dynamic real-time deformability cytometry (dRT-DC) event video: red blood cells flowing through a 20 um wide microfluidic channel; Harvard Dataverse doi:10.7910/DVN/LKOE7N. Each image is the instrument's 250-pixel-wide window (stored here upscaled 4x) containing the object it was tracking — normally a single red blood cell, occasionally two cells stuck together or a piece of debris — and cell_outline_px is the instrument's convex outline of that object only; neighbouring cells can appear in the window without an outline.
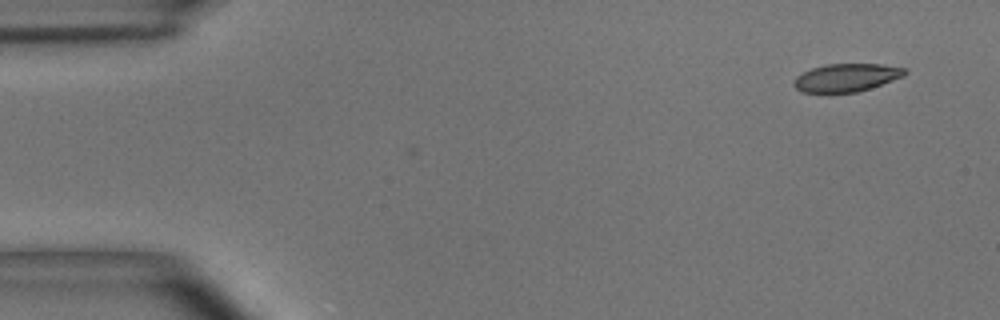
{"species": "common noctule bat (a hibernating species)", "species_latin": "Nyctalus noctula", "temperature_condition": "room temperature", "stored_images_in_passage": 52, "camera_frame_rate_fps": 3000, "um_per_image_px": 0.085, "animal": {"sex": "male", "body_mass_g": 15.6}, "frame": {"image": 1, "passage_image": 1, "time_ms": 0.0, "image_size_px": [1000, 320], "cell_outline_px": [[908, 72], [904, 76], [856, 92], [828, 96], [800, 92], [792, 84], [796, 76], [812, 68], [824, 64], [884, 64], [908, 68]], "centroid_in_image_um": [71.88, 6.64], "position_along_channel_um": 13.1, "area_um2": 18.84}}
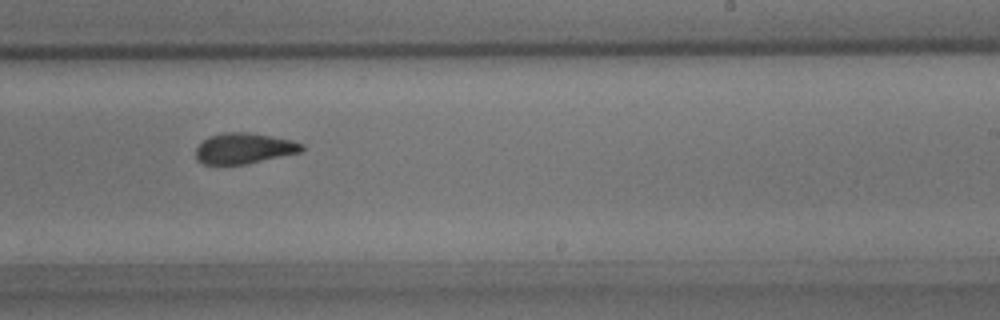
{"frame": {"image": 2, "passage_image": 31, "time_ms": 10.0, "image_size_px": [1000, 320], "cell_outline_px": [[304, 152], [244, 164], [204, 164], [196, 160], [196, 148], [208, 136], [224, 132], [248, 132], [292, 140], [304, 144]], "centroid_in_image_um": [20.77, 12.61], "position_along_channel_um": 268.2, "area_um2": 19.02}}
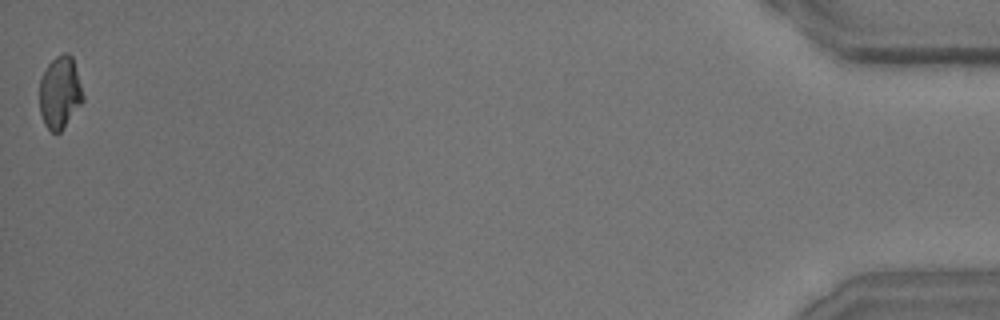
{"frame": {"image": 3, "passage_image": 52, "time_ms": 17.0, "image_size_px": [1000, 320], "cell_outline_px": [[84, 100], [60, 132], [52, 132], [44, 124], [40, 112], [40, 76], [48, 64], [56, 56], [64, 52], [68, 52], [72, 56], [84, 96]], "centroid_in_image_um": [5.08, 7.84], "position_along_channel_um": 430.1, "area_um2": 18.26}, "authors_computed_cell_mechanics": {"area_um2": 19.3052, "velocity_mm_per_s": 3.6403, "shape_relaxation_time_tau1_ms": 8.4867, "shape_relaxation_time_tau2_ms": 2.0195, "deformation_change_tau1": 0.1935, "deformation_change_tau2": 0.0825}}